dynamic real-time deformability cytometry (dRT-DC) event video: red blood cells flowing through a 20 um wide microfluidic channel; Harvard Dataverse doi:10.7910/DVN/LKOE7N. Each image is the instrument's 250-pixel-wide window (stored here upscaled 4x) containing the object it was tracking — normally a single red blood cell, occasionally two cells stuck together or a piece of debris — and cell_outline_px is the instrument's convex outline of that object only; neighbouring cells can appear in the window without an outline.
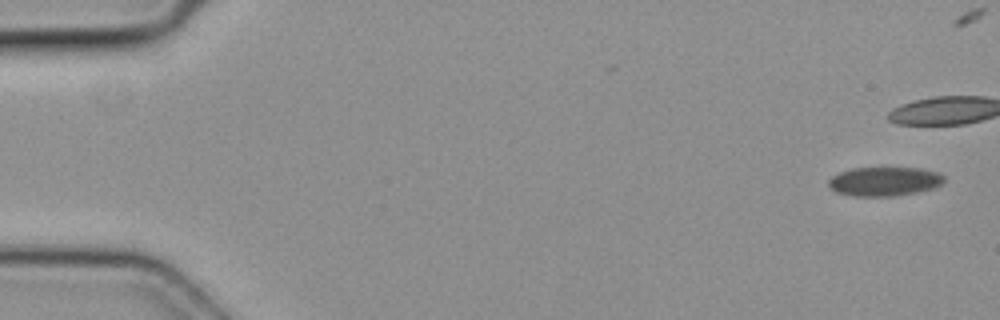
{"species": "common noctule bat (a hibernating species)", "species_latin": "Nyctalus noctula", "temperature_condition": "cold", "stored_images_in_passage": 9, "segment_of_instrument_passage": [1, 2], "camera_frame_rate_fps": 3000, "um_per_image_px": 0.085, "animal": {"sex": "female", "body_mass_g": 19.3, "forearm_length_mm": 54.1}, "frame": {"image": 1, "passage_image": 1, "time_ms": 0.0, "image_size_px": [1000, 320], "cell_outline_px": [[944, 180], [940, 184], [932, 188], [916, 192], [896, 196], [852, 196], [836, 192], [828, 188], [828, 180], [832, 176], [840, 172], [852, 168], [924, 168], [936, 172], [944, 176]], "centroid_in_image_um": [75.13, 15.42], "position_along_channel_um": 9.9, "area_um2": 19.59}}
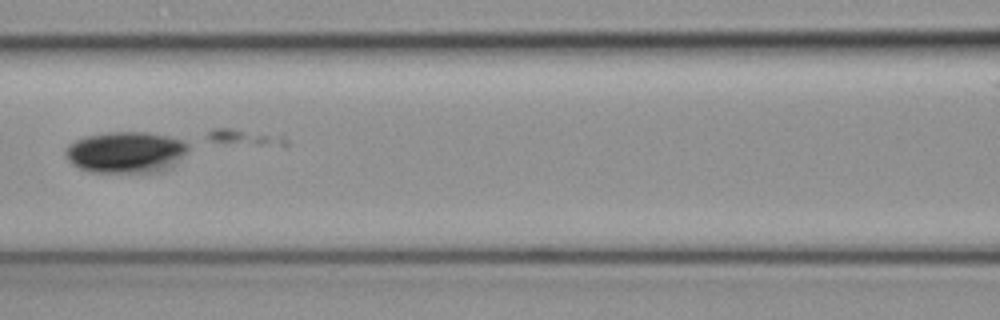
{"frame": {"image": 2, "passage_image": 8, "time_ms": 2.333, "image_size_px": [1000, 320], "cell_outline_px": [[188, 148], [176, 164], [172, 168], [164, 172], [88, 172], [72, 164], [68, 160], [64, 152], [68, 144], [76, 140], [88, 136], [104, 132], [148, 132], [168, 136], [184, 140], [188, 144]], "centroid_in_image_um": [10.71, 12.95], "position_along_channel_um": 155.9, "area_um2": 29.88}}